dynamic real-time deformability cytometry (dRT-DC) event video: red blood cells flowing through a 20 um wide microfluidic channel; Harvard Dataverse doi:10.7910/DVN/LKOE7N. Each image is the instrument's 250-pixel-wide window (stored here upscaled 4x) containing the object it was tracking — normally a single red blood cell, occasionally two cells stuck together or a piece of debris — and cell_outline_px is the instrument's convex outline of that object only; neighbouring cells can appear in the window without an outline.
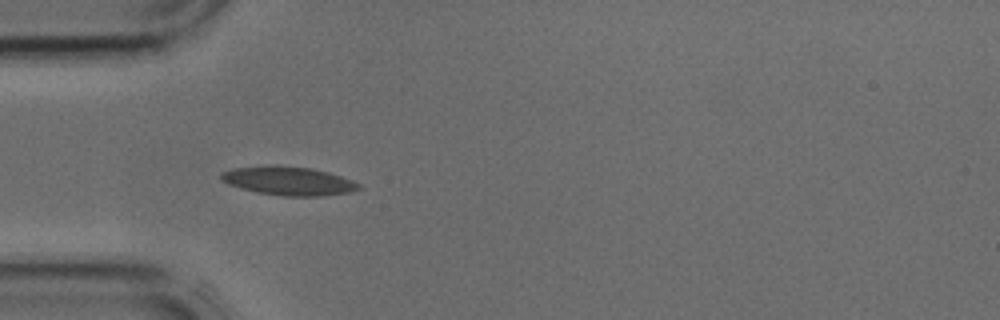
{"species": "common noctule bat (a hibernating species)", "species_latin": "Nyctalus noctula", "temperature_condition": "cold", "stored_images_in_passage": 31, "camera_frame_rate_fps": 3000, "um_per_image_px": 0.085, "animal": {"sex": "male", "body_mass_g": 17.9, "forearm_length_mm": 54.2}, "frame": {"image": 1, "passage_image": 1, "time_ms": 0.0, "image_size_px": [1000, 320], "cell_outline_px": [[364, 188], [348, 192], [320, 196], [284, 196], [256, 192], [240, 188], [228, 184], [220, 180], [220, 172], [232, 168], [264, 164], [276, 164], [308, 168], [328, 172], [352, 180], [360, 184]], "centroid_in_image_um": [24.46, 15.36], "position_along_channel_um": 60.5, "area_um2": 23.35}}
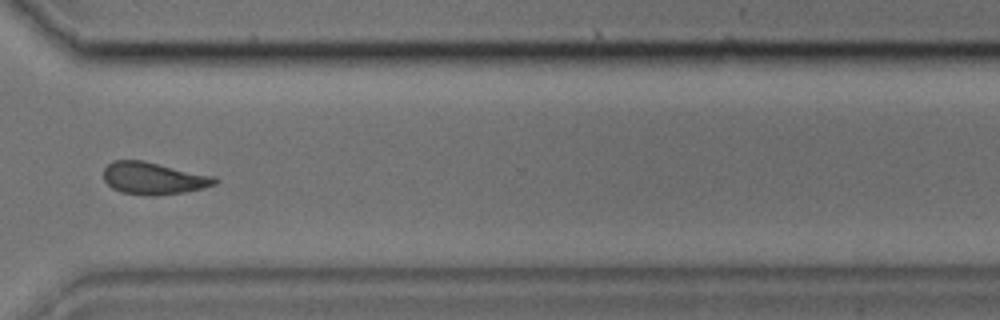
{"frame": {"image": 2, "passage_image": 20, "time_ms": 6.333, "image_size_px": [1000, 320], "cell_outline_px": [[220, 180], [216, 184], [204, 188], [184, 192], [152, 196], [120, 192], [112, 188], [104, 180], [104, 168], [112, 160], [144, 160], [216, 176]], "centroid_in_image_um": [13.08, 15.14], "position_along_channel_um": 357.5, "area_um2": 21.15}}
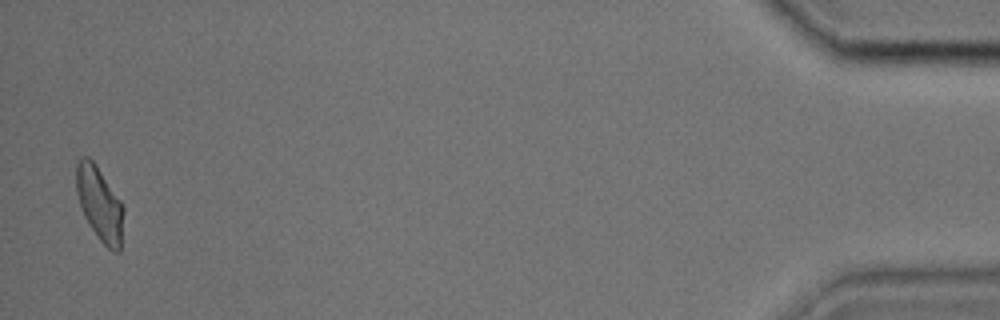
{"frame": {"image": 3, "passage_image": 30, "time_ms": 9.667, "image_size_px": [1000, 320], "cell_outline_px": [[124, 212], [120, 252], [112, 252], [100, 240], [88, 224], [84, 216], [76, 192], [76, 160], [80, 156], [88, 156], [96, 164], [124, 204]], "centroid_in_image_um": [8.47, 17.3], "position_along_channel_um": 426.7, "area_um2": 20.81}}